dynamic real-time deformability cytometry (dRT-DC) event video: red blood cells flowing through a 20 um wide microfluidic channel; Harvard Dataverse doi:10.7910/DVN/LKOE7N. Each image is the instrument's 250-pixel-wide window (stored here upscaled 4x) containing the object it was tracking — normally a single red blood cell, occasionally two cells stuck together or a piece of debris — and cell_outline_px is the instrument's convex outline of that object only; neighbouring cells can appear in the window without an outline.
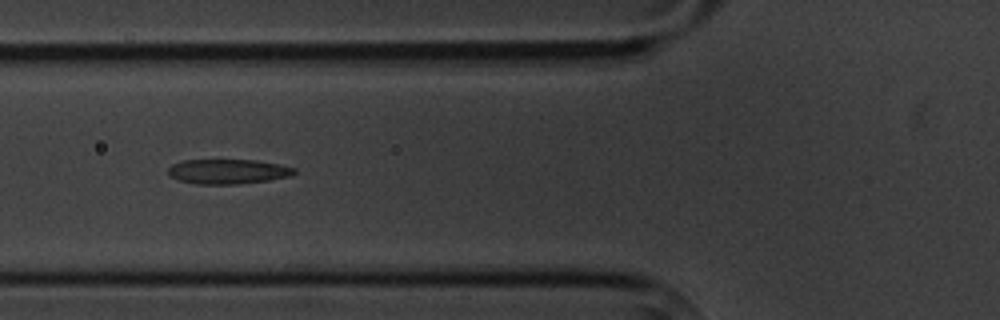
{"species": "common noctule bat (a hibernating species)", "species_latin": "Nyctalus noctula", "temperature_condition": "cold", "stored_images_in_passage": 9, "camera_frame_rate_fps": 3000, "um_per_image_px": 0.085, "animal": {"sex": "male", "body_mass_g": 20.1, "forearm_length_mm": 53.5}, "frame": {"image": 1, "passage_image": 6, "time_ms": 5.667, "image_size_px": [1000, 320], "cell_outline_px": [[296, 172], [292, 176], [268, 180], [240, 184], [192, 184], [180, 180], [172, 176], [168, 172], [168, 168], [172, 164], [184, 160], [256, 160], [280, 164], [296, 168]], "centroid_in_image_um": [19.41, 14.58], "position_along_channel_um": 106.4, "area_um2": 18.26}}
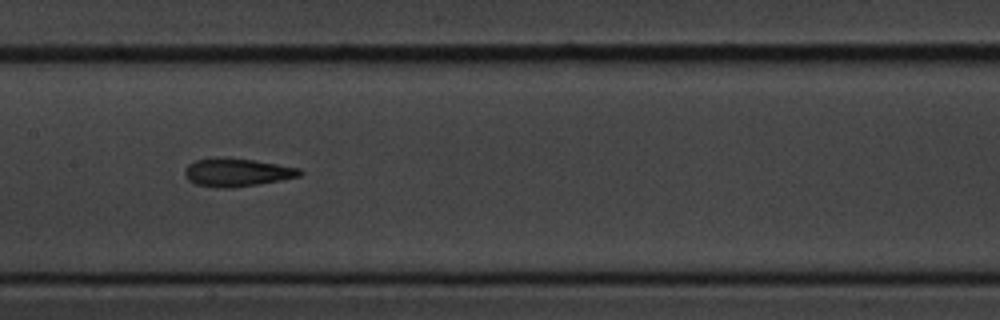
{"frame": {"image": 2, "passage_image": 8, "time_ms": 8.0, "image_size_px": [1000, 320], "cell_outline_px": [[304, 172], [300, 176], [280, 180], [232, 188], [220, 188], [196, 184], [188, 180], [184, 176], [184, 172], [188, 164], [196, 160], [252, 160], [300, 168]], "centroid_in_image_um": [20.16, 14.69], "position_along_channel_um": 187.2, "area_um2": 18.03}}
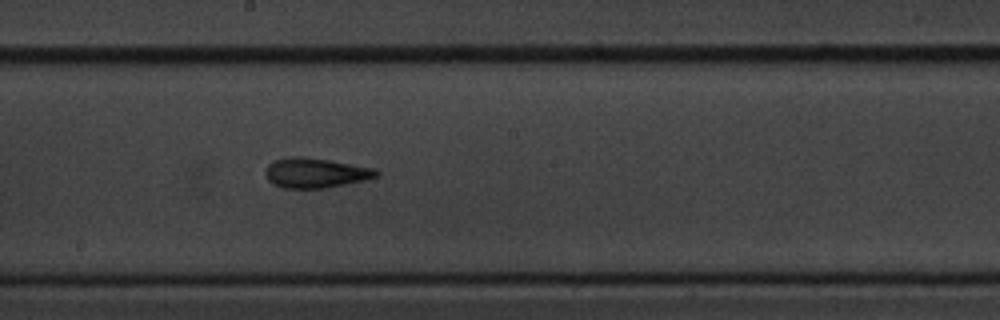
{"frame": {"image": 3, "passage_image": 9, "time_ms": 9.0, "image_size_px": [1000, 320], "cell_outline_px": [[380, 172], [376, 176], [364, 180], [324, 188], [284, 188], [272, 184], [268, 180], [264, 172], [268, 164], [272, 160], [288, 156], [296, 156], [328, 160], [376, 168]], "centroid_in_image_um": [26.77, 14.69], "position_along_channel_um": 221.4, "area_um2": 19.31}}